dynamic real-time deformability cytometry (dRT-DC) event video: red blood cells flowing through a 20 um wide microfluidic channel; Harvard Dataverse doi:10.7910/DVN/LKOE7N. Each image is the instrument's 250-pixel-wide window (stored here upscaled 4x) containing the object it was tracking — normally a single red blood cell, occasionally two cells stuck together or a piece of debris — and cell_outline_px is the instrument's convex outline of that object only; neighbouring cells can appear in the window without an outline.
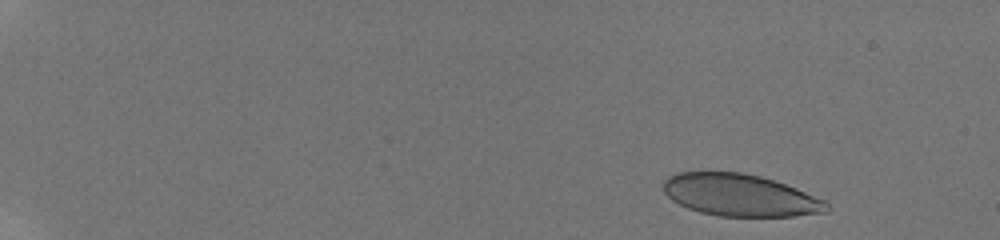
{"species": "human", "species_latin": "Homo sapiens", "temperature_condition": "room temperature", "stored_images_in_passage": 36, "camera_frame_rate_fps": 3000, "um_per_image_px": 0.085, "donor": {"sex": "male"}, "frame": {"image": 1, "passage_image": 2, "time_ms": 0.667, "image_size_px": [1000, 240], "cell_outline_px": [[828, 212], [792, 216], [720, 216], [700, 212], [688, 208], [672, 200], [664, 192], [664, 180], [668, 176], [676, 172], [744, 172], [760, 176], [796, 188], [824, 200], [828, 204]], "centroid_in_image_um": [62.88, 16.59], "position_along_channel_um": 22.1, "area_um2": 39.82}}
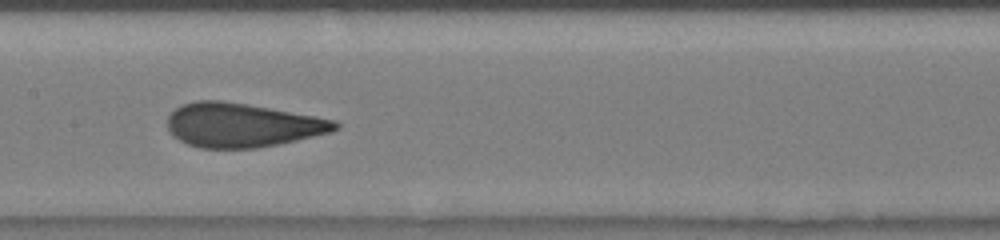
{"frame": {"image": 2, "passage_image": 17, "time_ms": 9.0, "image_size_px": [1000, 240], "cell_outline_px": [[340, 128], [332, 132], [296, 140], [256, 148], [200, 148], [188, 144], [172, 136], [168, 128], [168, 116], [176, 108], [184, 104], [196, 100], [220, 100], [248, 104], [336, 120], [340, 124]], "centroid_in_image_um": [20.58, 10.63], "position_along_channel_um": 186.8, "area_um2": 42.89}}
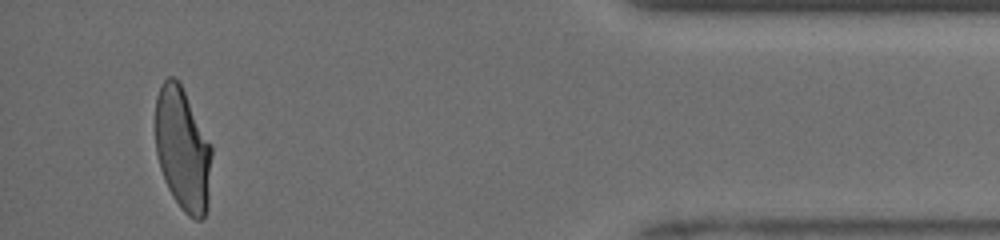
{"frame": {"image": 3, "passage_image": 35, "time_ms": 16.0, "image_size_px": [1000, 240], "cell_outline_px": [[212, 156], [208, 208], [204, 216], [200, 220], [196, 220], [188, 216], [180, 208], [172, 196], [164, 180], [160, 168], [156, 152], [156, 96], [164, 80], [168, 76], [172, 76], [180, 84], [212, 144]], "centroid_in_image_um": [15.55, 12.74], "position_along_channel_um": 419.7, "area_um2": 40.58}, "authors_computed_cell_mechanics": {"area_um2": 42.0784, "velocity_mm_per_s": 3.9456, "shape_relaxation_time_tau1_ms": 3.8984, "shape_relaxation_time_tau2_ms": null, "deformation_change_tau1": 0.1511, "deformation_change_tau2": null}}